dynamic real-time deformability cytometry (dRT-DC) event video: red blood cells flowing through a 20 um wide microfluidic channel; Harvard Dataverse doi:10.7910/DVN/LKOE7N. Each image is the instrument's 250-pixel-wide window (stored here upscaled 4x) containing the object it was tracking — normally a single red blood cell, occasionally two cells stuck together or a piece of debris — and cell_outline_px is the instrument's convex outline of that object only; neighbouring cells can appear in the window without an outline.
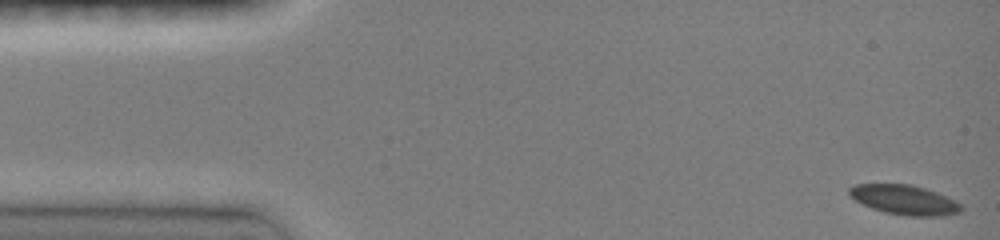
{"species": "common noctule bat (a hibernating species)", "species_latin": "Nyctalus noctula", "temperature_condition": "room temperature", "stored_images_in_passage": 47, "camera_frame_rate_fps": 3000, "um_per_image_px": 0.085, "animal": {"sex": "female", "body_mass_g": 19.0, "forearm_length_mm": 51.5}, "frame": {"image": 1, "passage_image": 1, "time_ms": 0.0, "image_size_px": [1000, 240], "cell_outline_px": [[964, 208], [960, 212], [944, 216], [908, 216], [884, 212], [872, 208], [856, 200], [848, 192], [848, 188], [856, 184], [912, 184], [936, 192], [956, 200]], "centroid_in_image_um": [76.91, 16.99], "position_along_channel_um": 8.1, "area_um2": 19.31}}
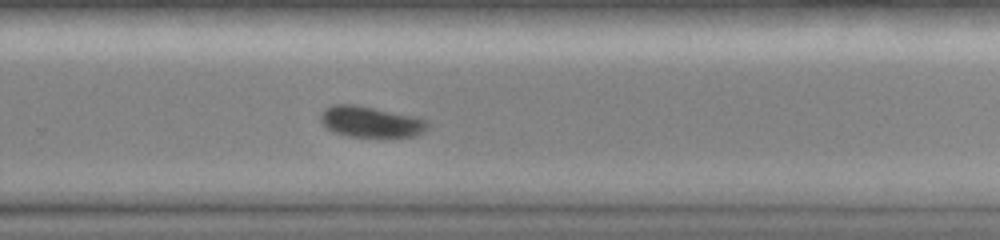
{"frame": {"image": 2, "passage_image": 31, "time_ms": 10.0, "image_size_px": [1000, 240], "cell_outline_px": [[428, 128], [424, 132], [416, 136], [348, 136], [332, 132], [320, 120], [320, 112], [324, 108], [332, 104], [356, 104], [416, 116], [428, 120]], "centroid_in_image_um": [31.51, 10.33], "position_along_channel_um": 298.3, "area_um2": 19.48}}
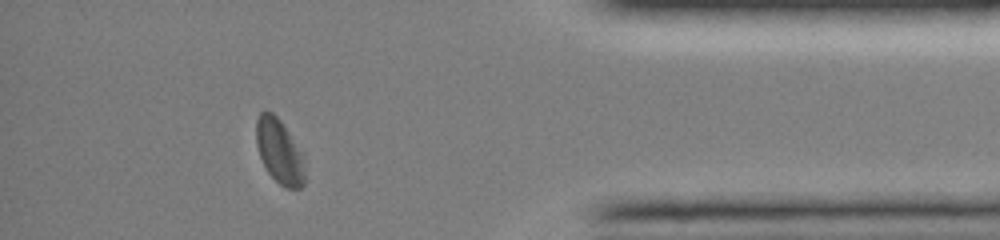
{"frame": {"image": 3, "passage_image": 41, "time_ms": 13.333, "image_size_px": [1000, 240], "cell_outline_px": [[304, 184], [300, 188], [284, 188], [268, 172], [260, 156], [256, 144], [256, 120], [260, 112], [272, 112], [280, 120], [304, 156]], "centroid_in_image_um": [23.75, 12.88], "position_along_channel_um": 411.5, "area_um2": 18.03}}